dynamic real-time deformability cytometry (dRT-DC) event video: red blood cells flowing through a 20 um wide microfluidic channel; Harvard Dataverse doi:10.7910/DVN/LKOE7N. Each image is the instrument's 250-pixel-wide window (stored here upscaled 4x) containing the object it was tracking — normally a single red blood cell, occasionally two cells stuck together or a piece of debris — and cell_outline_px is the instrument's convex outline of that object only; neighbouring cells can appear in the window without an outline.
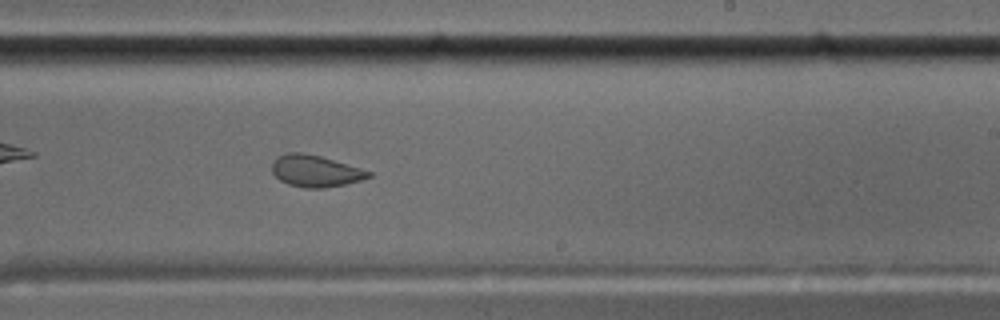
{"species": "common noctule bat (a hibernating species)", "species_latin": "Nyctalus noctula", "temperature_condition": "cold", "stored_images_in_passage": 52, "segment_of_instrument_passage": [1, 2], "camera_frame_rate_fps": 3000, "um_per_image_px": 0.085, "animal": {"sex": "male", "body_mass_g": 17.5, "forearm_length_mm": 52.3}, "frame": {"image": 1, "passage_image": 30, "time_ms": 9.667, "image_size_px": [1000, 320], "cell_outline_px": [[372, 176], [360, 180], [344, 184], [324, 188], [304, 188], [288, 184], [280, 180], [272, 172], [272, 160], [276, 156], [288, 152], [304, 152], [320, 156], [360, 168], [372, 172]], "centroid_in_image_um": [26.76, 14.52], "position_along_channel_um": 262.2, "area_um2": 17.86}}